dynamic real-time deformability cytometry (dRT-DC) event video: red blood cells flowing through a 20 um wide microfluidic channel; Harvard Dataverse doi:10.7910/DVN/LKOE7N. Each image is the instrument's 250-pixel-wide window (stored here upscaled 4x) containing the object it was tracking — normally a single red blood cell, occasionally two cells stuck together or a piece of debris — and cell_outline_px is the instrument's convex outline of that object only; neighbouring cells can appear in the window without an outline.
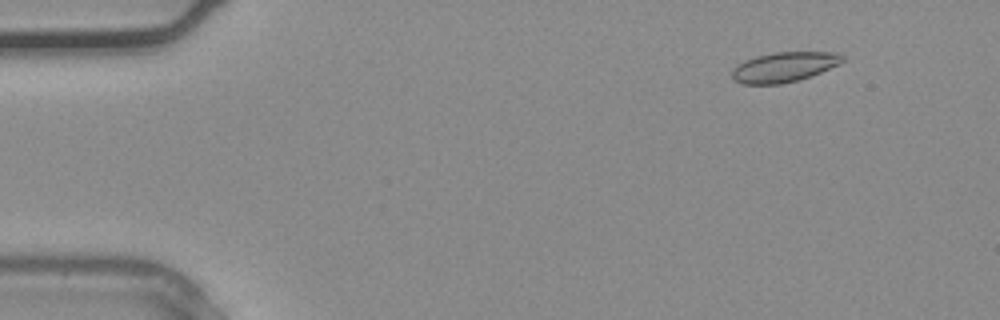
{"species": "common noctule bat (a hibernating species)", "species_latin": "Nyctalus noctula", "temperature_condition": "warm", "stored_images_in_passage": 36, "camera_frame_rate_fps": 3000, "um_per_image_px": 0.085, "animal": {"sex": "male", "body_mass_g": 20.4}, "frame": {"image": 1, "passage_image": 4, "time_ms": 1.0, "image_size_px": [1000, 320], "cell_outline_px": [[844, 60], [840, 64], [812, 76], [800, 80], [780, 84], [740, 84], [732, 76], [732, 68], [744, 60], [756, 56], [772, 52], [840, 52], [844, 56]], "centroid_in_image_um": [66.67, 5.69], "position_along_channel_um": 18.3, "area_um2": 19.54}}
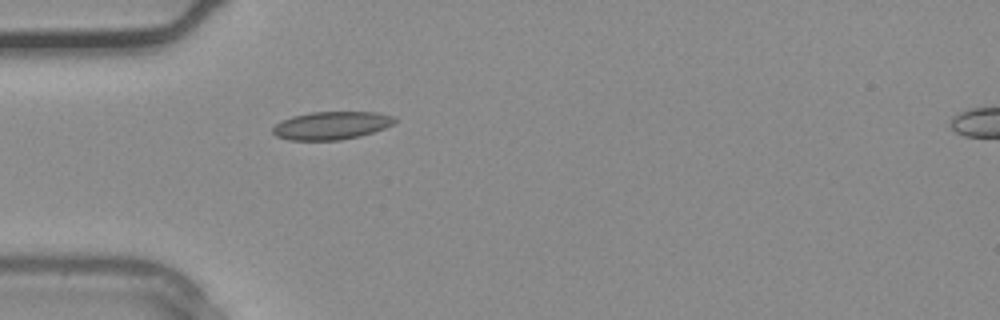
{"frame": {"image": 2, "passage_image": 11, "time_ms": 3.333, "image_size_px": [1000, 320], "cell_outline_px": [[396, 120], [392, 124], [384, 128], [360, 136], [340, 140], [288, 140], [276, 136], [272, 132], [272, 128], [276, 124], [292, 116], [312, 112], [376, 112], [392, 116]], "centroid_in_image_um": [28.14, 10.67], "position_along_channel_um": 56.9, "area_um2": 19.71}}
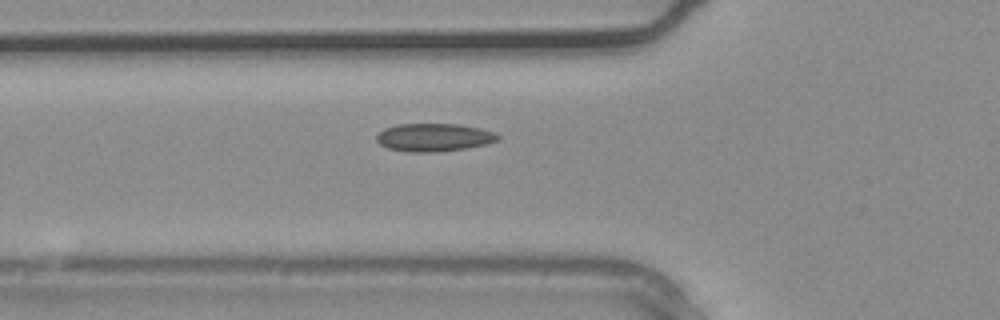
{"frame": {"image": 3, "passage_image": 13, "time_ms": 4.0, "image_size_px": [1000, 320], "cell_outline_px": [[500, 140], [484, 144], [464, 148], [436, 152], [412, 152], [388, 148], [380, 144], [376, 140], [376, 136], [384, 128], [396, 124], [456, 124], [480, 128], [496, 132], [500, 136]], "centroid_in_image_um": [36.89, 11.67], "position_along_channel_um": 88.9, "area_um2": 19.71}}